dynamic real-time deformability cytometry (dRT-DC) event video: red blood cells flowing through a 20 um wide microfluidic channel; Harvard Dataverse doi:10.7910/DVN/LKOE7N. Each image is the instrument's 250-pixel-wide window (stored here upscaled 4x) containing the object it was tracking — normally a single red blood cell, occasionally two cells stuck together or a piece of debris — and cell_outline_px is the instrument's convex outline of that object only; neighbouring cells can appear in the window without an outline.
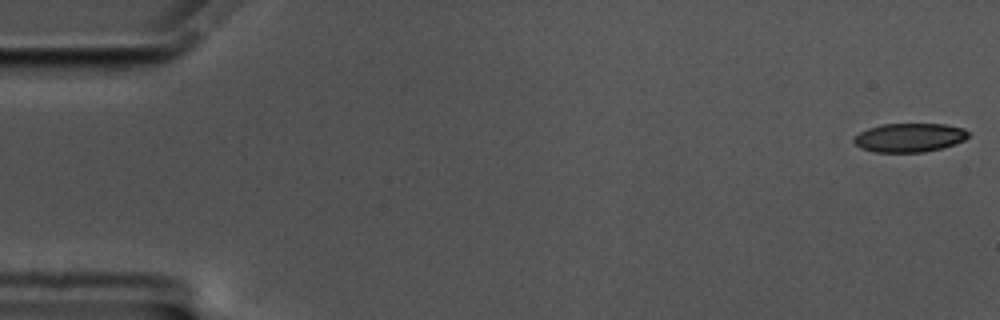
{"species": "common noctule bat (a hibernating species)", "species_latin": "Nyctalus noctula", "temperature_condition": "cold", "stored_images_in_passage": 15, "camera_frame_rate_fps": 3000, "um_per_image_px": 0.085, "animal": {"sex": "male", "body_mass_g": 17.5, "forearm_length_mm": 52.3}, "frame": {"image": 1, "passage_image": 1, "time_ms": 0.0, "image_size_px": [1000, 320], "cell_outline_px": [[968, 136], [964, 140], [940, 148], [924, 152], [872, 152], [860, 148], [852, 140], [860, 132], [868, 128], [880, 124], [944, 124], [964, 128], [968, 132]], "centroid_in_image_um": [77.26, 11.69], "position_along_channel_um": 7.7, "area_um2": 19.13}}
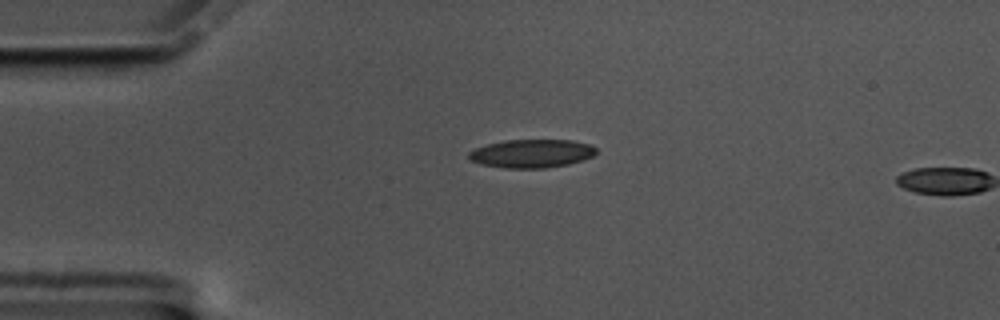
{"frame": {"image": 2, "passage_image": 14, "time_ms": 4.333, "image_size_px": [1000, 320], "cell_outline_px": [[596, 152], [592, 156], [584, 160], [568, 164], [544, 168], [508, 168], [480, 164], [472, 160], [468, 156], [468, 152], [476, 148], [488, 144], [504, 140], [572, 140], [592, 144], [596, 148]], "centroid_in_image_um": [45.22, 13.04], "position_along_channel_um": 39.8, "area_um2": 21.04}}